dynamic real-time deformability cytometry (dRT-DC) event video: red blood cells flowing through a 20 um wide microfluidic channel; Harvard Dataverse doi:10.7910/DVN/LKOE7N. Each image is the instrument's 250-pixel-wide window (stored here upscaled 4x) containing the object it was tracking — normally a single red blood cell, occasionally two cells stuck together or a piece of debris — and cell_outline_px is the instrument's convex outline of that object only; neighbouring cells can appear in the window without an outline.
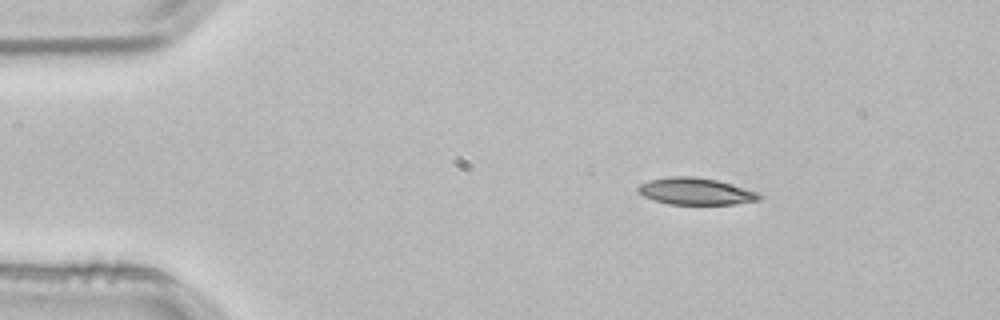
{"species": "common noctule bat (a hibernating species)", "species_latin": "Nyctalus noctula", "temperature_condition": "room temperature", "stored_images_in_passage": 3, "camera_frame_rate_fps": 3000, "um_per_image_px": 0.085, "animal": {"sex": "male", "body_mass_g": 21.5, "forearm_length_mm": 52.0}, "frame": {"image": 1, "passage_image": 1, "time_ms": 0.0, "image_size_px": [1000, 320], "cell_outline_px": [[764, 196], [760, 200], [736, 204], [668, 204], [644, 196], [636, 188], [640, 184], [648, 180], [668, 176], [692, 176], [716, 180], [760, 192]], "centroid_in_image_um": [59.17, 16.26], "position_along_channel_um": 25.8, "area_um2": 19.02}}
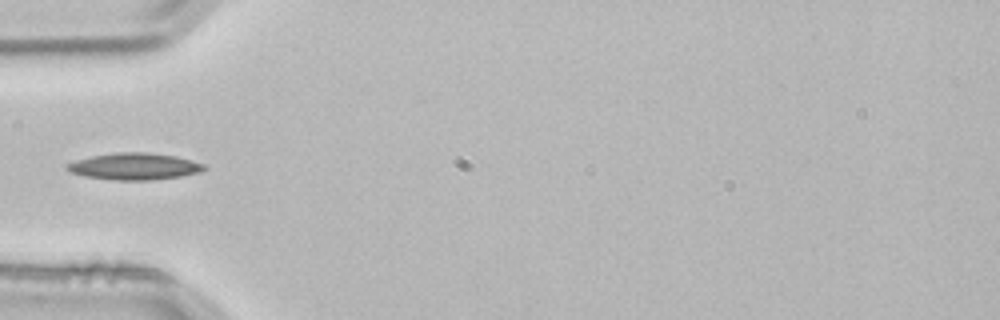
{"frame": {"image": 2, "passage_image": 3, "time_ms": 0.667, "image_size_px": [1000, 320], "cell_outline_px": [[208, 168], [200, 172], [180, 176], [152, 180], [112, 180], [84, 176], [72, 172], [64, 168], [64, 164], [76, 160], [92, 156], [116, 152], [148, 152], [176, 156], [192, 160], [204, 164]], "centroid_in_image_um": [11.42, 14.14], "position_along_channel_um": 73.6, "area_um2": 21.5}}